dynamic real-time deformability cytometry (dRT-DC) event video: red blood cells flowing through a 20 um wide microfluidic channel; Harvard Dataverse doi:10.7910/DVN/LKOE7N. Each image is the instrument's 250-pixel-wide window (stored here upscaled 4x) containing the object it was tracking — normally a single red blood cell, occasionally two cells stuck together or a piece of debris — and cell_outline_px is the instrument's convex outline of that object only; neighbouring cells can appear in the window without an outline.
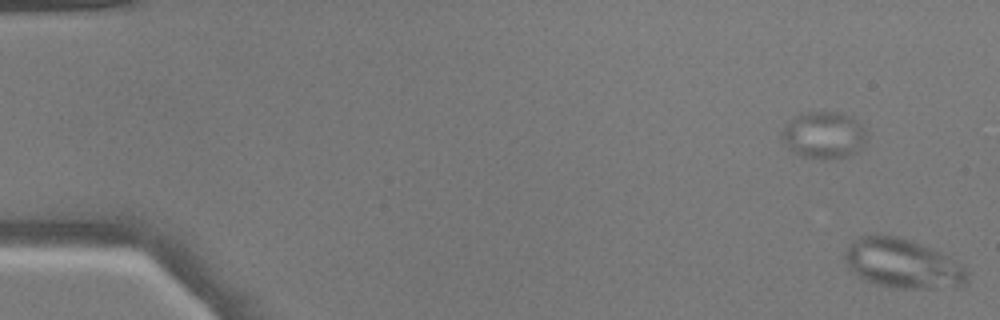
{"species": "common noctule bat (a hibernating species)", "species_latin": "Nyctalus noctula", "temperature_condition": "warm", "stored_images_in_passage": 5, "camera_frame_rate_fps": 3000, "um_per_image_px": 0.085, "animal": {"sex": "male", "body_mass_g": 17.9}, "frame": {"image": 1, "passage_image": 5, "time_ms": 1.333, "image_size_px": [1000, 320], "cell_outline_px": [[968, 280], [964, 284], [952, 288], [900, 288], [880, 284], [868, 280], [852, 272], [848, 268], [844, 256], [844, 252], [864, 232], [896, 236], [932, 248], [956, 260], [968, 272]], "centroid_in_image_um": [76.73, 22.38], "position_along_channel_um": 8.3, "area_um2": 35.08}}